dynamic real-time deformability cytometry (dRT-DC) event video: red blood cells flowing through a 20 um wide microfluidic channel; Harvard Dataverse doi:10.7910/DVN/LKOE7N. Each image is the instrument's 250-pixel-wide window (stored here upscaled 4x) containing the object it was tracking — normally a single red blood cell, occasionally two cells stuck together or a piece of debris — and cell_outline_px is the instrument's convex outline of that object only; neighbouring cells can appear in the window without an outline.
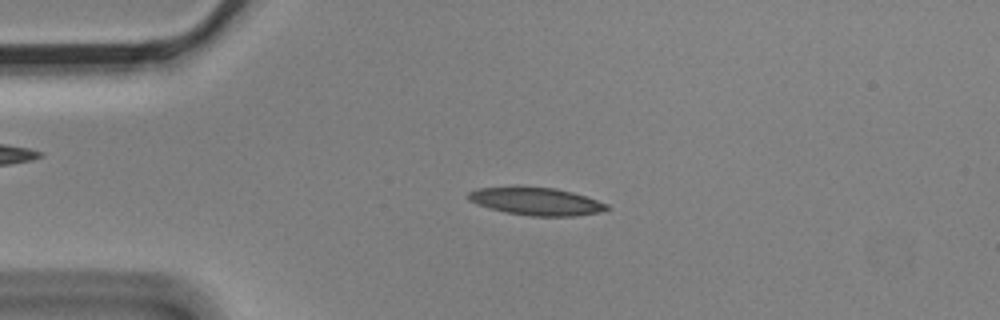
{"species": "Egyptian fruit bat (a non-hibernating species)", "species_latin": "Rousettus aegyptiacus", "temperature_condition": "cold", "stored_images_in_passage": 5, "camera_frame_rate_fps": 3000, "um_per_image_px": 0.085, "animal": {"sex": "male"}, "frame": {"image": 1, "passage_image": 3, "time_ms": 0.667, "image_size_px": [1000, 320], "cell_outline_px": [[608, 208], [600, 212], [576, 216], [532, 216], [508, 212], [488, 208], [468, 200], [468, 192], [476, 188], [556, 188], [572, 192], [608, 204]], "centroid_in_image_um": [45.59, 17.13], "position_along_channel_um": 39.4, "area_um2": 21.73}}
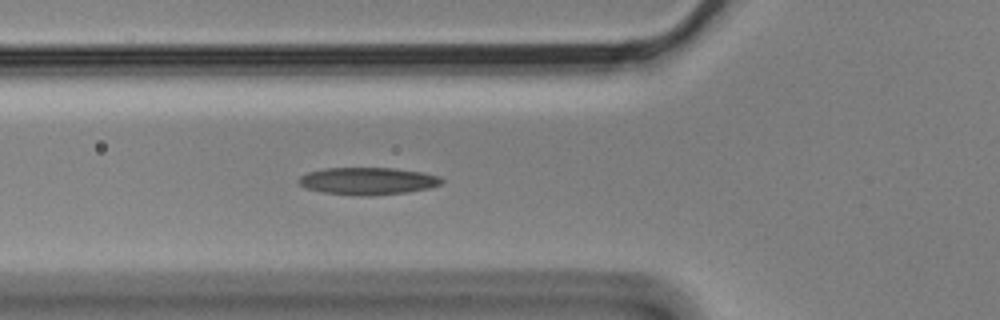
{"frame": {"image": 2, "passage_image": 5, "time_ms": 1.333, "image_size_px": [1000, 320], "cell_outline_px": [[444, 180], [440, 184], [428, 188], [408, 192], [368, 196], [360, 196], [324, 192], [308, 188], [300, 184], [296, 180], [300, 176], [308, 172], [324, 168], [392, 168], [420, 172], [440, 176]], "centroid_in_image_um": [31.25, 15.38], "position_along_channel_um": 94.5, "area_um2": 22.6}}